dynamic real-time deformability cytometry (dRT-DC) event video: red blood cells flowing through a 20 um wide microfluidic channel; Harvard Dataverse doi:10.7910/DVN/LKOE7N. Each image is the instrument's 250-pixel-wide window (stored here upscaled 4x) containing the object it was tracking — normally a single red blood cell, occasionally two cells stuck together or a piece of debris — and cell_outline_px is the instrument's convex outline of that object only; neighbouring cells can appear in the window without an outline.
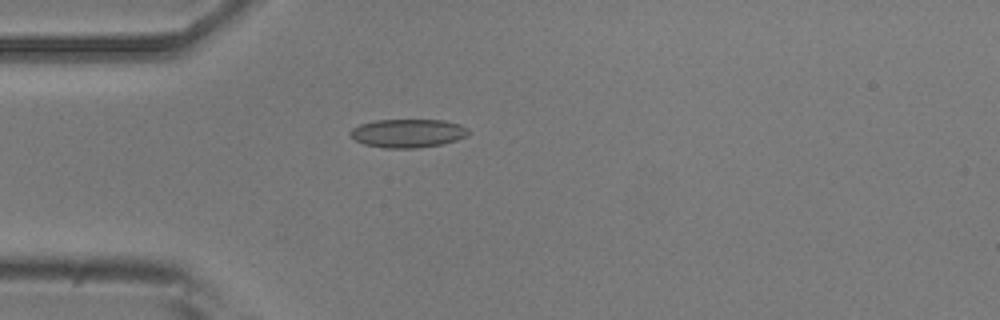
{"species": "common noctule bat (a hibernating species)", "species_latin": "Nyctalus noctula", "temperature_condition": "room temperature", "stored_images_in_passage": 5, "camera_frame_rate_fps": 3000, "um_per_image_px": 0.085, "animal": {"sex": "male", "body_mass_g": 20.5, "forearm_length_mm": 52.5}, "frame": {"image": 1, "passage_image": 4, "time_ms": 4.667, "image_size_px": [1000, 320], "cell_outline_px": [[472, 132], [456, 140], [440, 144], [416, 148], [384, 148], [364, 144], [356, 140], [348, 132], [352, 128], [360, 124], [376, 120], [444, 120], [460, 124], [468, 128]], "centroid_in_image_um": [34.67, 11.32], "position_along_channel_um": 50.3, "area_um2": 19.59}}